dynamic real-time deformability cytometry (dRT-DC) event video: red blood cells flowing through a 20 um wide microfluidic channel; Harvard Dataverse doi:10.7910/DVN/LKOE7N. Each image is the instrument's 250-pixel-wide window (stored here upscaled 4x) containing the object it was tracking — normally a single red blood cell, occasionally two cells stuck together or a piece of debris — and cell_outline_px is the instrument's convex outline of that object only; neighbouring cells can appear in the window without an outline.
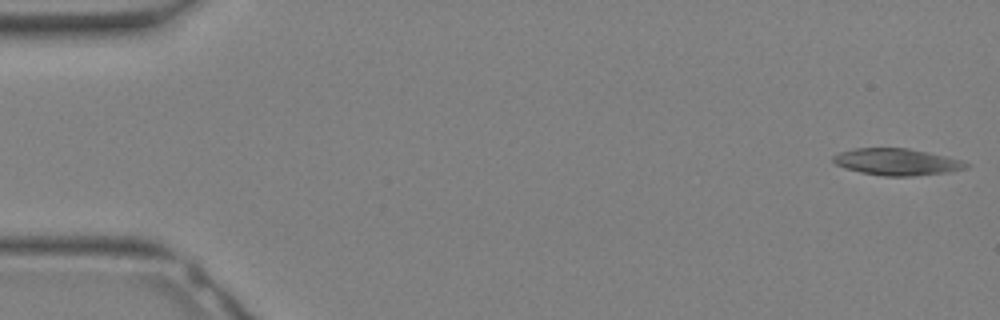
{"species": "Egyptian fruit bat (a non-hibernating species)", "species_latin": "Rousettus aegyptiacus", "temperature_condition": "warm", "stored_images_in_passage": 32, "camera_frame_rate_fps": 3000, "um_per_image_px": 0.085, "animal": {"sex": "female"}, "frame": {"image": 1, "passage_image": 1, "time_ms": 0.0, "image_size_px": [1000, 320], "cell_outline_px": [[968, 168], [948, 172], [912, 176], [884, 176], [860, 172], [844, 168], [836, 164], [832, 160], [832, 156], [840, 152], [856, 148], [908, 148], [928, 152], [960, 160], [968, 164]], "centroid_in_image_um": [76.2, 13.76], "position_along_channel_um": 8.8, "area_um2": 20.58}}
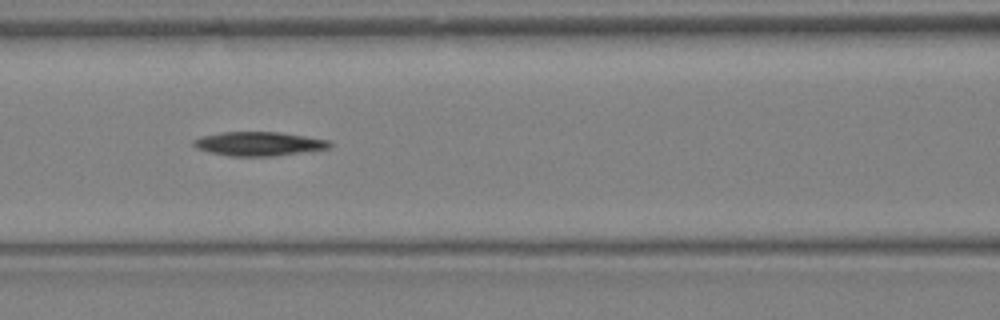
{"frame": {"image": 2, "passage_image": 14, "time_ms": 4.333, "image_size_px": [1000, 320], "cell_outline_px": [[332, 144], [328, 148], [272, 156], [228, 156], [196, 148], [192, 144], [192, 140], [200, 136], [220, 132], [280, 132], [328, 140]], "centroid_in_image_um": [21.93, 12.21], "position_along_channel_um": 144.7, "area_um2": 18.84}}
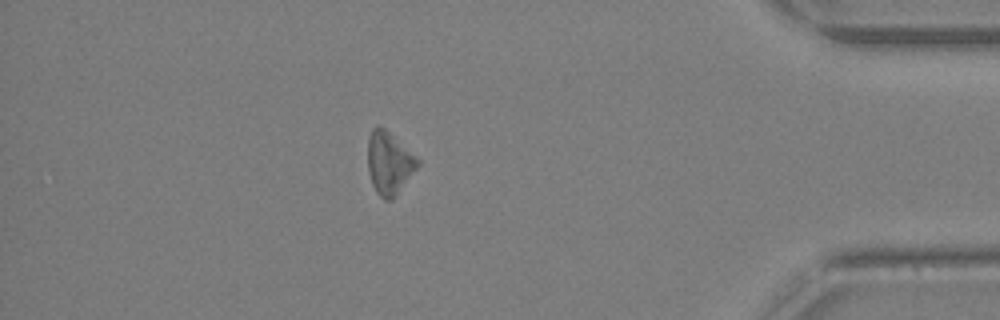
{"frame": {"image": 3, "passage_image": 28, "time_ms": 9.0, "image_size_px": [1000, 320], "cell_outline_px": [[420, 164], [392, 200], [384, 200], [376, 192], [372, 184], [368, 172], [368, 136], [372, 128], [380, 124], [416, 156], [420, 160]], "centroid_in_image_um": [33.06, 13.84], "position_along_channel_um": 402.1, "area_um2": 18.21}}